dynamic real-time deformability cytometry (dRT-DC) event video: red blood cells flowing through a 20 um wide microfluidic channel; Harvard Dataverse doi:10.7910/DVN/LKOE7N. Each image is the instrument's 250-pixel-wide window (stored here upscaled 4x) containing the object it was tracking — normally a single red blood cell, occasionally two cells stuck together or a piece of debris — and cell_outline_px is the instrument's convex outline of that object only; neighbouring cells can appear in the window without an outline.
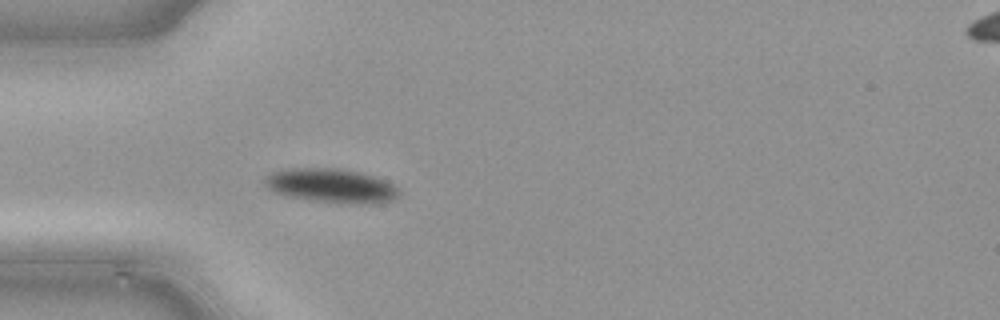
{"species": "common noctule bat (a hibernating species)", "species_latin": "Nyctalus noctula", "temperature_condition": "cold", "stored_images_in_passage": 32, "camera_frame_rate_fps": 3000, "um_per_image_px": 0.085, "animal": {"sex": "male", "body_mass_g": 21.5, "forearm_length_mm": 52.0}, "frame": {"image": 1, "passage_image": 14, "time_ms": 4.333, "image_size_px": [1000, 320], "cell_outline_px": [[400, 196], [392, 200], [376, 204], [348, 204], [308, 200], [284, 196], [268, 188], [264, 184], [264, 176], [272, 172], [292, 168], [340, 168], [372, 176], [384, 180], [392, 184], [400, 192]], "centroid_in_image_um": [28.14, 15.8], "position_along_channel_um": 56.9, "area_um2": 26.88}}